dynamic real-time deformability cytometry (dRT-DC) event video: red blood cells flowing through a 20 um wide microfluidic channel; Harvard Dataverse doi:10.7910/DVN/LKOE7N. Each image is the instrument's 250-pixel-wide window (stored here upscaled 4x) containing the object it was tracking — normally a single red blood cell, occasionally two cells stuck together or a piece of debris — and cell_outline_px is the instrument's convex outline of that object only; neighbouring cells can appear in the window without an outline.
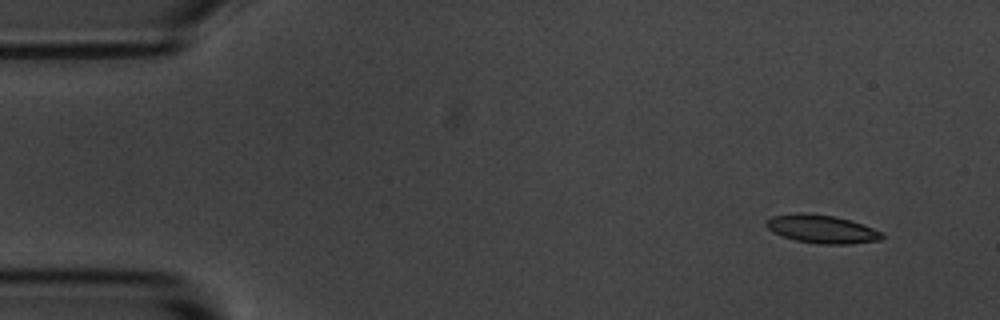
{"species": "common noctule bat (a hibernating species)", "species_latin": "Nyctalus noctula", "temperature_condition": "room temperature", "stored_images_in_passage": 4, "camera_frame_rate_fps": 3000, "um_per_image_px": 0.085, "animal": {"sex": "male", "body_mass_g": 20.1, "forearm_length_mm": 53.5}, "frame": {"image": 1, "passage_image": 1, "time_ms": 0.0, "image_size_px": [1000, 320], "cell_outline_px": [[884, 236], [880, 240], [848, 244], [820, 244], [796, 240], [772, 232], [764, 224], [772, 216], [800, 212], [808, 212], [832, 216], [848, 220], [884, 232]], "centroid_in_image_um": [69.84, 19.47], "position_along_channel_um": 15.2, "area_um2": 18.9}}